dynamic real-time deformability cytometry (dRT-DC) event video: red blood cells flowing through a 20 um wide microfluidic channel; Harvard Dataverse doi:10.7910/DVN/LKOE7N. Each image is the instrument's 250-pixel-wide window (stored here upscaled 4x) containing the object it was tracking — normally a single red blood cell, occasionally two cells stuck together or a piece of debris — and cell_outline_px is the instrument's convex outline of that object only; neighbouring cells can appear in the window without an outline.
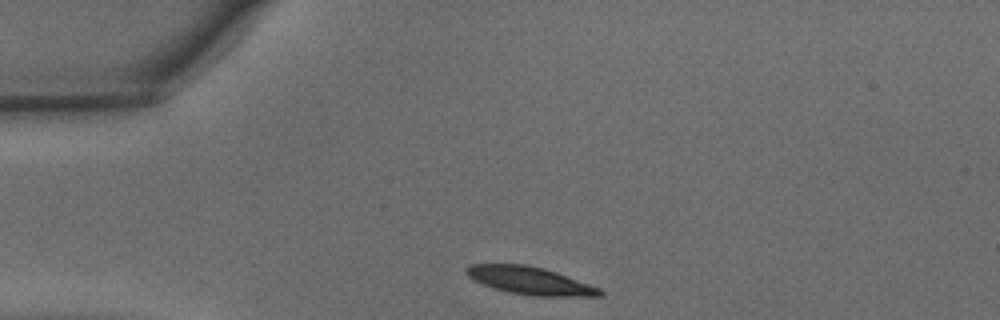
{"species": "common noctule bat (a hibernating species)", "species_latin": "Nyctalus noctula", "temperature_condition": "warm", "stored_images_in_passage": 27, "camera_frame_rate_fps": 3000, "um_per_image_px": 0.085, "animal": {"sex": "male", "body_mass_g": 15.6}, "frame": {"image": 1, "passage_image": 1, "time_ms": 0.0, "image_size_px": [1000, 320], "cell_outline_px": [[604, 296], [532, 296], [508, 292], [492, 288], [468, 276], [464, 272], [464, 268], [468, 264], [524, 264], [544, 268], [556, 272], [600, 288], [604, 292]], "centroid_in_image_um": [45.03, 23.85], "position_along_channel_um": 40.0, "area_um2": 21.56}}
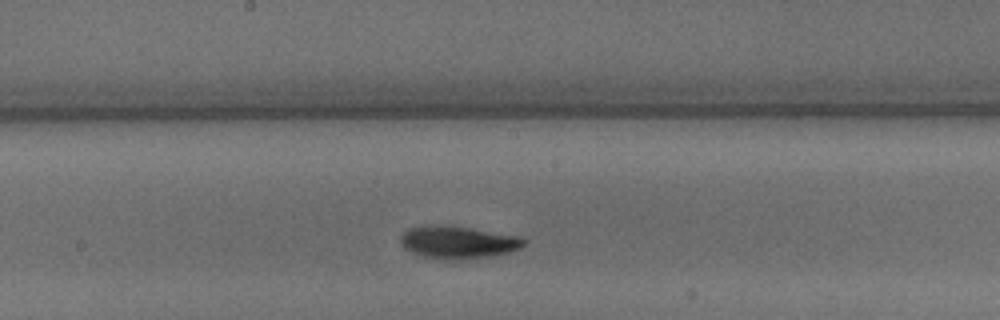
{"frame": {"image": 2, "passage_image": 15, "time_ms": 4.667, "image_size_px": [1000, 320], "cell_outline_px": [[524, 244], [520, 248], [508, 252], [492, 256], [460, 260], [436, 260], [412, 252], [404, 248], [400, 240], [400, 236], [408, 228], [428, 224], [440, 224], [468, 228], [520, 236], [524, 240]], "centroid_in_image_um": [38.88, 20.6], "position_along_channel_um": 209.3, "area_um2": 23.52}}
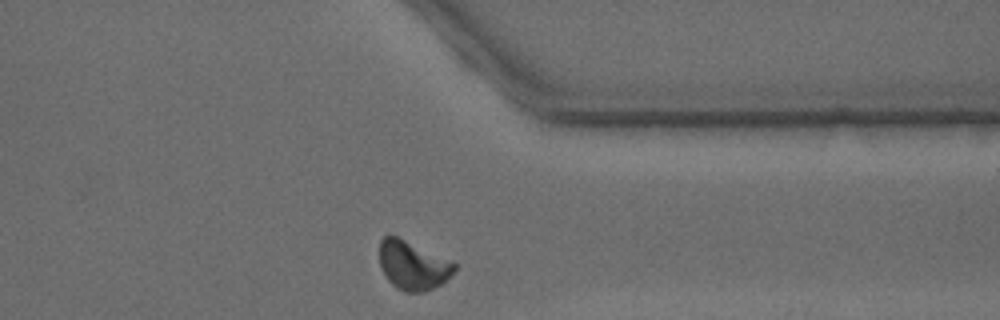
{"frame": {"image": 3, "passage_image": 27, "time_ms": 8.667, "image_size_px": [1000, 320], "cell_outline_px": [[456, 268], [440, 284], [424, 292], [404, 292], [396, 288], [388, 280], [380, 268], [380, 240], [384, 236], [396, 236], [452, 260], [456, 264]], "centroid_in_image_um": [35.07, 22.56], "position_along_channel_um": 376.3, "area_um2": 21.15}, "authors_computed_cell_mechanics": {"area_um2": 22.0218, "velocity_mm_per_s": 4.2773, "shape_relaxation_time_tau1_ms": 1.7752, "shape_relaxation_time_tau2_ms": 2.2863, "deformation_change_tau1": 0.1345, "deformation_change_tau2": 0.0692}}